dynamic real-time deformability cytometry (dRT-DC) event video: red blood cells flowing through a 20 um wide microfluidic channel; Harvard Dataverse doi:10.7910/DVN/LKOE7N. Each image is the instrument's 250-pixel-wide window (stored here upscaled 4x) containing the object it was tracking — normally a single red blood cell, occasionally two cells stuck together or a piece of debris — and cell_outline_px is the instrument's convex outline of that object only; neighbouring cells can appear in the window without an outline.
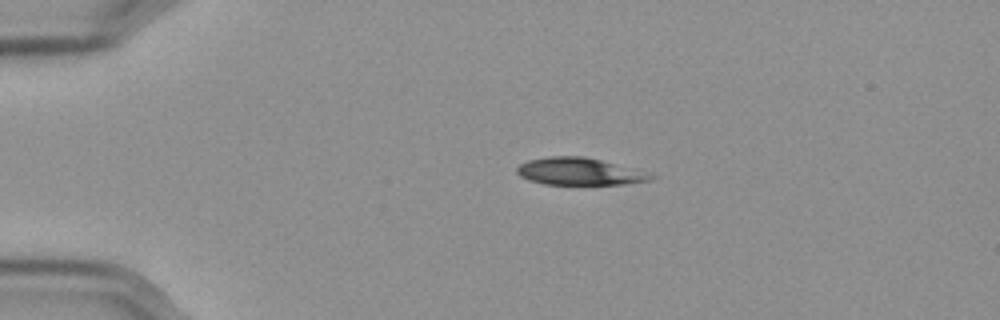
{"species": "Egyptian fruit bat (a non-hibernating species)", "species_latin": "Rousettus aegyptiacus", "temperature_condition": "cold", "stored_images_in_passage": 45, "camera_frame_rate_fps": 3000, "um_per_image_px": 0.085, "frame": {"image": 1, "passage_image": 1, "time_ms": 0.0, "image_size_px": [1000, 320], "cell_outline_px": [[656, 176], [652, 180], [624, 184], [544, 184], [528, 180], [520, 176], [516, 172], [516, 168], [520, 164], [528, 160], [548, 156], [584, 156], [600, 160]], "centroid_in_image_um": [49.15, 14.58], "position_along_channel_um": 35.8, "area_um2": 20.87}}
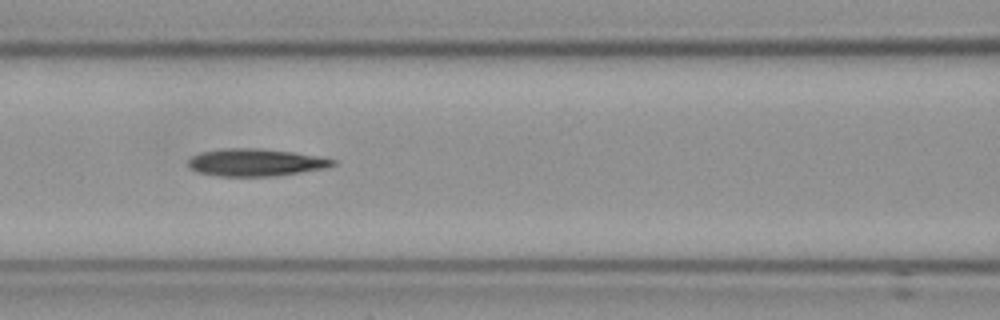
{"frame": {"image": 2, "passage_image": 14, "time_ms": 4.333, "image_size_px": [1000, 320], "cell_outline_px": [[336, 164], [324, 168], [300, 172], [272, 176], [220, 176], [200, 172], [192, 168], [188, 164], [188, 160], [192, 156], [200, 152], [224, 148], [264, 148], [296, 152], [320, 156], [336, 160]], "centroid_in_image_um": [21.76, 13.78], "position_along_channel_um": 144.8, "area_um2": 23.06}}
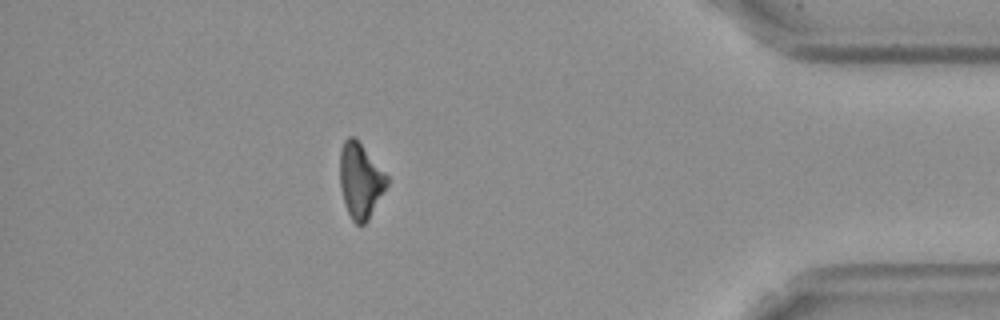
{"frame": {"image": 3, "passage_image": 39, "time_ms": 12.667, "image_size_px": [1000, 320], "cell_outline_px": [[388, 184], [384, 192], [368, 220], [364, 224], [356, 224], [352, 220], [344, 204], [340, 188], [340, 148], [344, 140], [348, 136], [356, 136], [388, 176]], "centroid_in_image_um": [30.62, 15.31], "position_along_channel_um": 404.6, "area_um2": 20.87}}